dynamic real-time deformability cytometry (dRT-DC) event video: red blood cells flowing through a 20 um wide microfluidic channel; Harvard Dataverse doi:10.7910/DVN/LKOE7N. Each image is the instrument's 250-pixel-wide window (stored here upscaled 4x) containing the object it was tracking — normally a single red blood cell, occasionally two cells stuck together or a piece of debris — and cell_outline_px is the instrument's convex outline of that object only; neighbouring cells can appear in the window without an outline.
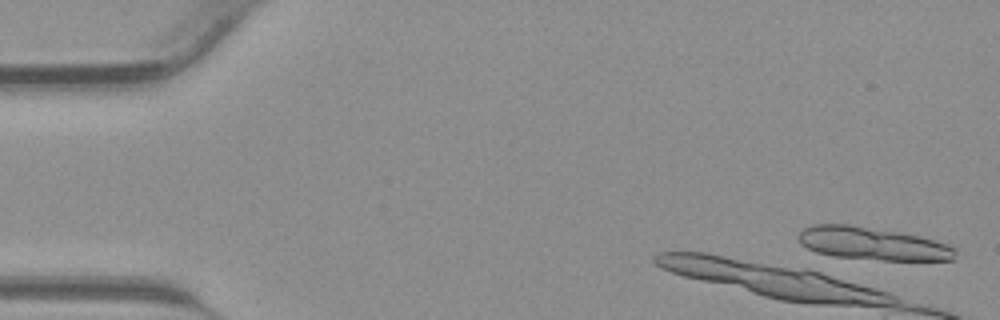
{"species": "common noctule bat (a hibernating species)", "species_latin": "Nyctalus noctula", "temperature_condition": "warm", "stored_images_in_passage": 1, "camera_frame_rate_fps": 3000, "um_per_image_px": 0.085, "animal": {"sex": "male", "body_mass_g": 23.1, "forearm_length_mm": 52.7}, "frame": {"image": 1, "passage_image": 1, "time_ms": 0.0, "image_size_px": [1000, 320], "cell_outline_px": [[956, 260], [884, 260], [832, 256], [816, 252], [800, 244], [800, 232], [804, 228], [812, 224], [848, 224], [900, 232], [920, 236], [936, 240], [948, 244], [956, 248]], "centroid_in_image_um": [74.2, 20.7], "position_along_channel_um": 10.8, "area_um2": 30.06}}